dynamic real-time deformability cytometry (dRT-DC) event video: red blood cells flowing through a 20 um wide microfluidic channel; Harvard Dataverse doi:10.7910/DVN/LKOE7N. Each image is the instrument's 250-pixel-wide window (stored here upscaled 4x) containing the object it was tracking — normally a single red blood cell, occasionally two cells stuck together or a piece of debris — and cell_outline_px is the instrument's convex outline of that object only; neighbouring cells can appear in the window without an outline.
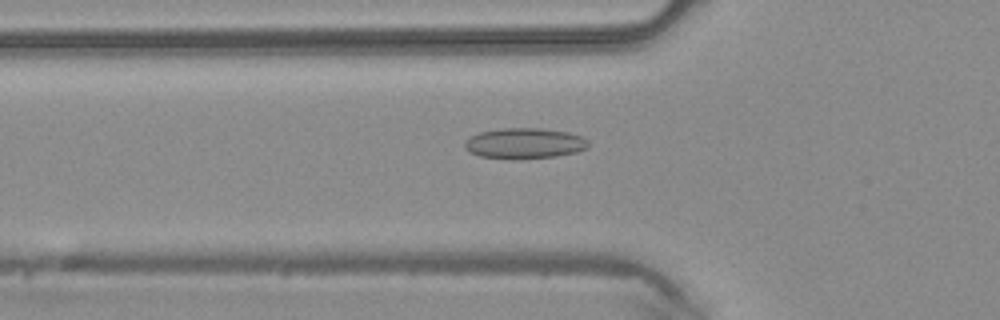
{"species": "common noctule bat (a hibernating species)", "species_latin": "Nyctalus noctula", "temperature_condition": "warm", "stored_images_in_passage": 40, "camera_frame_rate_fps": 3000, "um_per_image_px": 0.085, "animal": {"sex": "male", "body_mass_g": 20.4}, "frame": {"image": 1, "passage_image": 12, "time_ms": 3.667, "image_size_px": [1000, 320], "cell_outline_px": [[588, 148], [576, 152], [556, 156], [520, 160], [508, 160], [480, 156], [464, 148], [464, 140], [480, 132], [500, 128], [540, 128], [568, 132], [580, 136], [588, 140]], "centroid_in_image_um": [44.57, 12.2], "position_along_channel_um": 81.2, "area_um2": 22.37}}
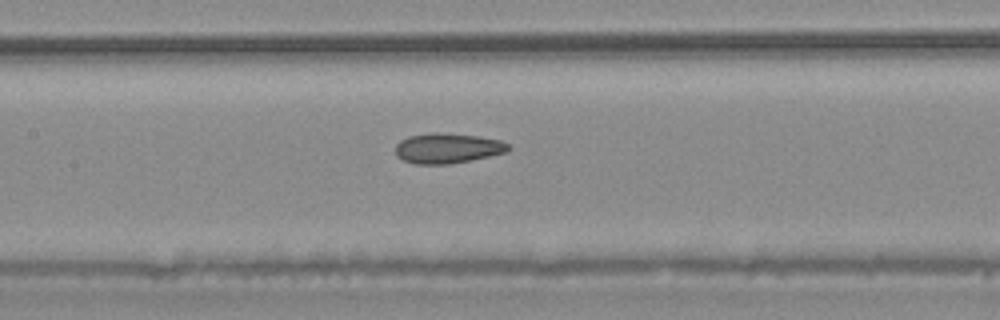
{"frame": {"image": 2, "passage_image": 18, "time_ms": 5.667, "image_size_px": [1000, 320], "cell_outline_px": [[512, 148], [508, 152], [448, 164], [412, 164], [400, 160], [396, 156], [396, 144], [400, 140], [408, 136], [432, 132], [436, 132], [480, 136], [500, 140], [508, 144]], "centroid_in_image_um": [38.01, 12.6], "position_along_channel_um": 169.4, "area_um2": 20.0}}
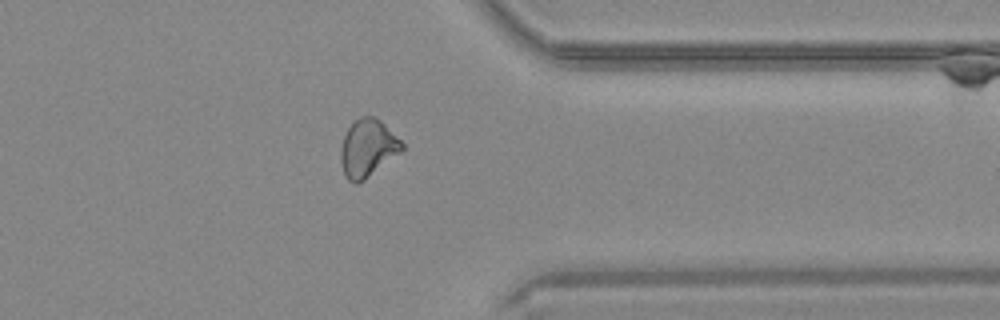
{"frame": {"image": 3, "passage_image": 33, "time_ms": 10.667, "image_size_px": [1000, 320], "cell_outline_px": [[404, 148], [400, 152], [364, 180], [356, 184], [352, 184], [344, 176], [340, 160], [340, 148], [344, 136], [348, 128], [360, 116], [372, 116], [380, 120], [404, 144]], "centroid_in_image_um": [31.22, 12.61], "position_along_channel_um": 380.2, "area_um2": 20.35}}